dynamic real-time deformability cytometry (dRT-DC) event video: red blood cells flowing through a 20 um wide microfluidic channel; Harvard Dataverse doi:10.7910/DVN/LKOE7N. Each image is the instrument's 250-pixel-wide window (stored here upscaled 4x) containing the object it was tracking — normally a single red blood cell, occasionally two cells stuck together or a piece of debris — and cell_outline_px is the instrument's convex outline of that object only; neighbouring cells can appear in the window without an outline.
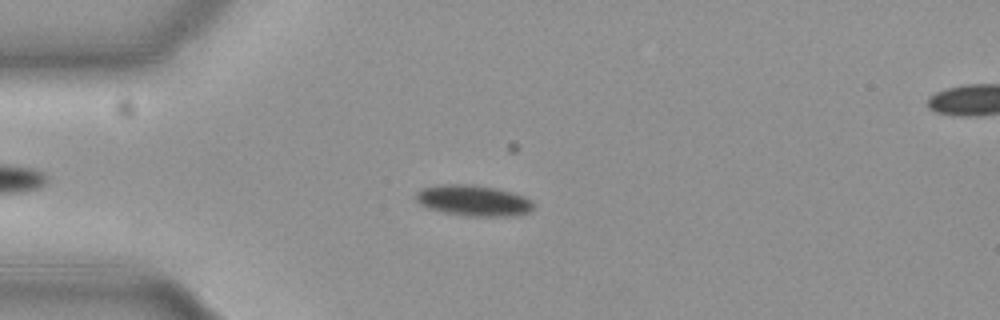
{"species": "common noctule bat (a hibernating species)", "species_latin": "Nyctalus noctula", "temperature_condition": "cold", "stored_images_in_passage": 41, "camera_frame_rate_fps": 3000, "um_per_image_px": 0.085, "animal": {"sex": "female", "body_mass_g": 19.3, "forearm_length_mm": 54.1}, "frame": {"image": 1, "passage_image": 10, "time_ms": 3.0, "image_size_px": [1000, 320], "cell_outline_px": [[532, 208], [528, 212], [508, 216], [468, 216], [444, 212], [428, 208], [420, 204], [416, 200], [416, 192], [420, 188], [436, 184], [476, 184], [496, 188], [512, 192], [524, 196], [532, 200]], "centroid_in_image_um": [40.19, 17.02], "position_along_channel_um": 44.8, "area_um2": 21.27}}
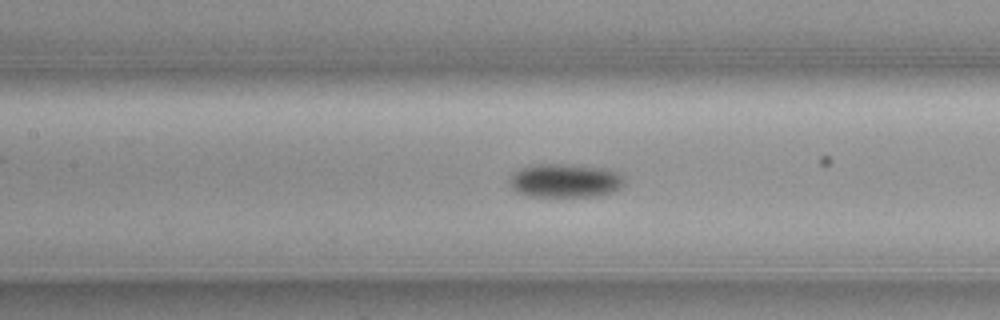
{"frame": {"image": 2, "passage_image": 21, "time_ms": 6.667, "image_size_px": [1000, 320], "cell_outline_px": [[624, 184], [620, 188], [612, 192], [596, 196], [528, 196], [516, 192], [512, 188], [508, 180], [512, 172], [520, 168], [532, 164], [572, 164], [608, 168], [624, 176]], "centroid_in_image_um": [48.02, 15.34], "position_along_channel_um": 159.4, "area_um2": 22.95}}
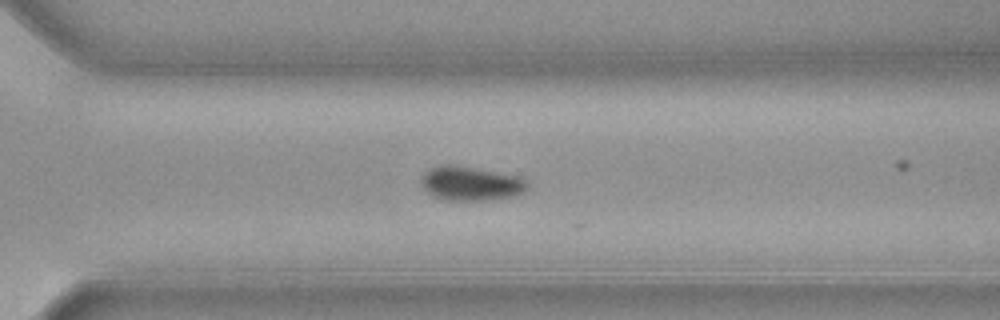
{"frame": {"image": 3, "passage_image": 35, "time_ms": 11.333, "image_size_px": [1000, 320], "cell_outline_px": [[528, 188], [524, 192], [516, 196], [492, 200], [444, 200], [432, 196], [420, 184], [420, 180], [424, 172], [428, 168], [440, 164], [452, 164], [520, 176], [528, 184]], "centroid_in_image_um": [39.99, 15.59], "position_along_channel_um": 330.6, "area_um2": 21.5}}